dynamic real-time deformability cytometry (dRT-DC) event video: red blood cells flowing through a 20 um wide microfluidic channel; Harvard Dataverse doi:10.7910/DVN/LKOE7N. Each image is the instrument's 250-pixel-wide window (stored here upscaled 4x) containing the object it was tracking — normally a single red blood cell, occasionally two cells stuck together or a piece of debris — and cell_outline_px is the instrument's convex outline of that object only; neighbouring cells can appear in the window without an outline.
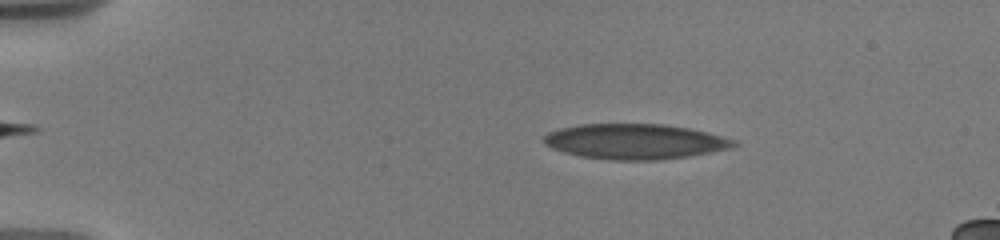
{"species": "human", "species_latin": "Homo sapiens", "temperature_condition": "warm", "stored_images_in_passage": 24, "camera_frame_rate_fps": 3000, "um_per_image_px": 0.085, "donor": {"sex": "male"}, "frame": {"image": 1, "passage_image": 3, "time_ms": 1.333, "image_size_px": [1000, 240], "cell_outline_px": [[740, 144], [732, 148], [688, 156], [656, 160], [608, 160], [580, 156], [564, 152], [552, 148], [544, 144], [544, 136], [548, 132], [560, 128], [580, 124], [664, 124], [688, 128], [708, 132], [736, 140]], "centroid_in_image_um": [53.98, 12.03], "position_along_channel_um": 31.0, "area_um2": 39.13}}
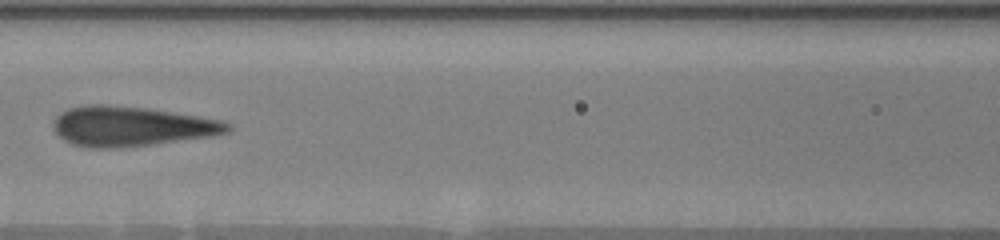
{"frame": {"image": 2, "passage_image": 11, "time_ms": 6.667, "image_size_px": [1000, 240], "cell_outline_px": [[232, 128], [228, 132], [212, 136], [152, 144], [120, 148], [88, 148], [72, 144], [64, 140], [52, 128], [52, 124], [56, 116], [60, 112], [68, 108], [84, 104], [108, 104], [144, 108], [196, 116], [220, 120], [232, 124]], "centroid_in_image_um": [11.1, 10.74], "position_along_channel_um": 155.5, "area_um2": 40.52}}
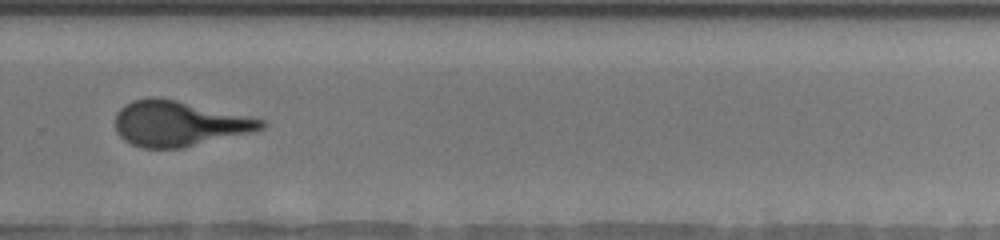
{"frame": {"image": 3, "passage_image": 17, "time_ms": 11.0, "image_size_px": [1000, 240], "cell_outline_px": [[268, 124], [264, 128], [252, 132], [180, 148], [140, 148], [124, 140], [116, 132], [116, 116], [120, 108], [132, 100], [148, 96], [156, 96], [176, 100], [264, 120]], "centroid_in_image_um": [15.17, 10.5], "position_along_channel_um": 314.6, "area_um2": 38.26}, "authors_computed_cell_mechanics": {"area_um2": 39.3329, "velocity_mm_per_s": 3.6911, "shape_relaxation_time_tau1_ms": 5.4367, "shape_relaxation_time_tau2_ms": 0.9268, "deformation_change_tau1": 0.2126, "deformation_change_tau2": 0.1015}}